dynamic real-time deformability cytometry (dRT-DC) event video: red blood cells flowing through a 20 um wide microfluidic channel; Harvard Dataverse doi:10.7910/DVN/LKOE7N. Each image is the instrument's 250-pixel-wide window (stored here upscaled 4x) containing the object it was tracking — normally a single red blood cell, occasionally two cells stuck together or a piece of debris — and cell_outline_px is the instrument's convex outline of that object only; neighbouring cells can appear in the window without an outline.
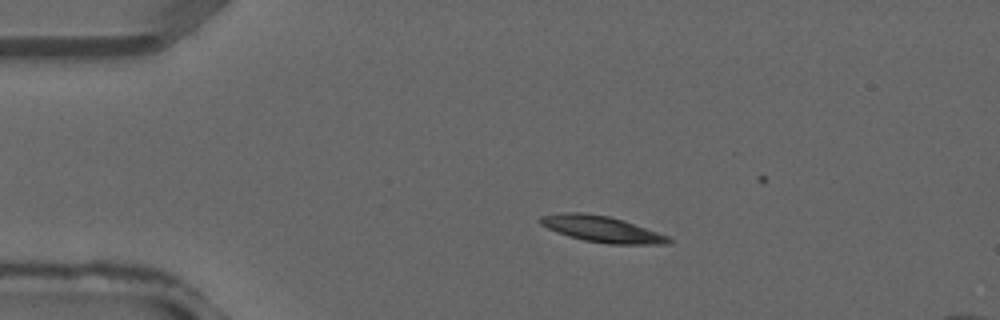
{"species": "common noctule bat (a hibernating species)", "species_latin": "Nyctalus noctula", "temperature_condition": "warm", "stored_images_in_passage": 13, "camera_frame_rate_fps": 3000, "um_per_image_px": 0.085, "animal": {"sex": "male", "forearm_length_mm": 52.5}, "frame": {"image": 1, "passage_image": 7, "time_ms": 2.0, "image_size_px": [1000, 320], "cell_outline_px": [[672, 240], [668, 244], [608, 244], [584, 240], [568, 236], [556, 232], [540, 224], [536, 220], [540, 216], [560, 212], [584, 212], [608, 216], [624, 220], [668, 236]], "centroid_in_image_um": [51.09, 19.46], "position_along_channel_um": 33.9, "area_um2": 19.65}}
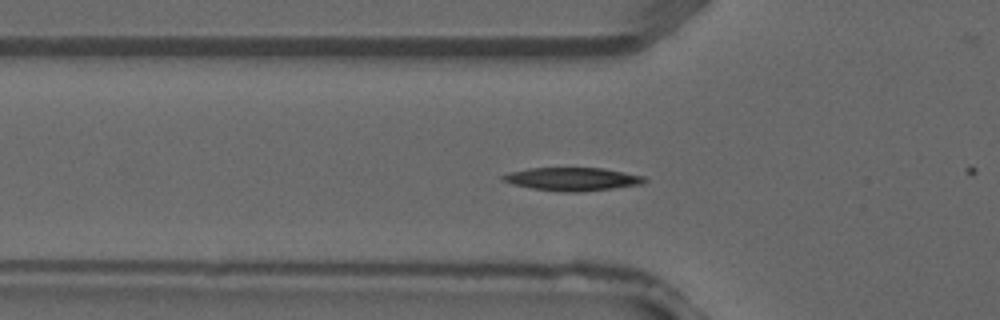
{"frame": {"image": 2, "passage_image": 12, "time_ms": 3.667, "image_size_px": [1000, 320], "cell_outline_px": [[648, 180], [644, 184], [580, 192], [560, 192], [532, 188], [512, 184], [500, 180], [500, 176], [508, 172], [528, 168], [604, 168], [644, 176]], "centroid_in_image_um": [48.63, 15.22], "position_along_channel_um": 77.2, "area_um2": 19.31}}